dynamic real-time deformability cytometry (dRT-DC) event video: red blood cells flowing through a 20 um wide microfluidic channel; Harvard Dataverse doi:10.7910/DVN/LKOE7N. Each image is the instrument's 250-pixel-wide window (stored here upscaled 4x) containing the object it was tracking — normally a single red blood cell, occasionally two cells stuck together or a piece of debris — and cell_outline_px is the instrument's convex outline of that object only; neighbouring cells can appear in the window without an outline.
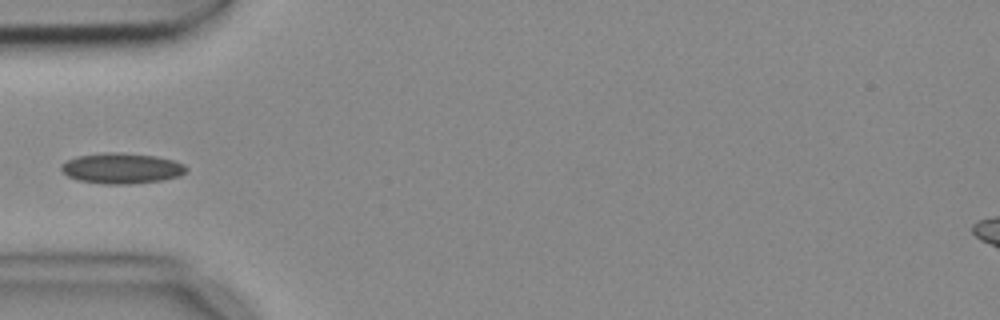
{"species": "common noctule bat (a hibernating species)", "species_latin": "Nyctalus noctula", "temperature_condition": "cold", "stored_images_in_passage": 7, "camera_frame_rate_fps": 3000, "um_per_image_px": 0.085, "animal": {"sex": "female", "body_mass_g": 18.4}, "frame": {"image": 1, "passage_image": 5, "time_ms": 1.333, "image_size_px": [1000, 320], "cell_outline_px": [[188, 172], [180, 176], [164, 180], [128, 184], [104, 184], [80, 180], [68, 176], [60, 168], [60, 164], [76, 156], [104, 152], [116, 152], [156, 156], [172, 160], [184, 164], [188, 168]], "centroid_in_image_um": [10.37, 14.3], "position_along_channel_um": 74.6, "area_um2": 22.37}}
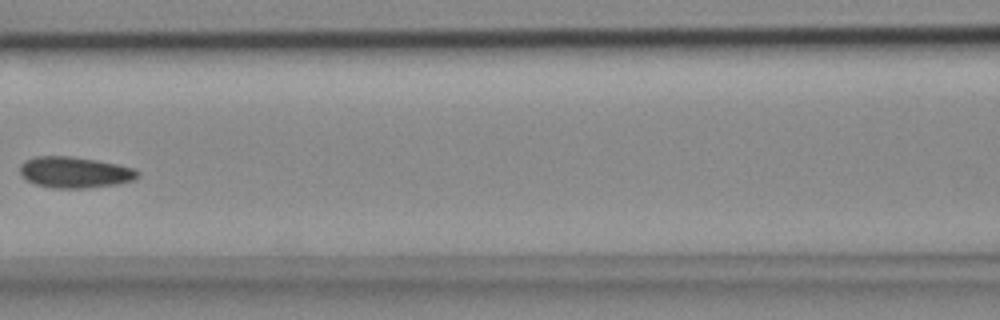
{"frame": {"image": 2, "passage_image": 7, "time_ms": 2.0, "image_size_px": [1000, 320], "cell_outline_px": [[140, 176], [132, 180], [116, 184], [88, 188], [52, 188], [36, 184], [28, 180], [20, 172], [20, 164], [24, 160], [36, 156], [72, 156], [120, 164], [136, 168], [140, 172]], "centroid_in_image_um": [6.39, 14.63], "position_along_channel_um": 160.2, "area_um2": 21.5}}